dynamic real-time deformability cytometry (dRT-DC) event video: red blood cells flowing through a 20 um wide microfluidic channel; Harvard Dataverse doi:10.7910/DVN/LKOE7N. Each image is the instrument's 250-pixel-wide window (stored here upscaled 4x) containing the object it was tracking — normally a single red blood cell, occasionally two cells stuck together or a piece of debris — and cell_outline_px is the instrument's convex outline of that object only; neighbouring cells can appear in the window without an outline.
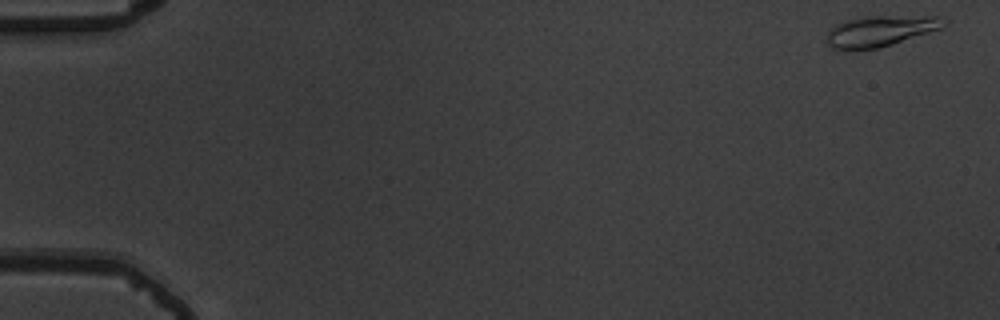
{"species": "common noctule bat (a hibernating species)", "species_latin": "Nyctalus noctula", "temperature_condition": "warm", "stored_images_in_passage": 54, "camera_frame_rate_fps": 3000, "um_per_image_px": 0.085, "animal": {"sex": "male", "body_mass_g": 19.5, "forearm_length_mm": 54.6}, "frame": {"image": 1, "passage_image": 1, "time_ms": 0.0, "image_size_px": [1000, 320], "cell_outline_px": [[948, 20], [944, 28], [880, 48], [848, 52], [832, 48], [824, 40], [828, 32], [836, 24], [848, 20], [864, 16], [936, 16]], "centroid_in_image_um": [74.81, 2.66], "position_along_channel_um": 10.2, "area_um2": 21.62}}
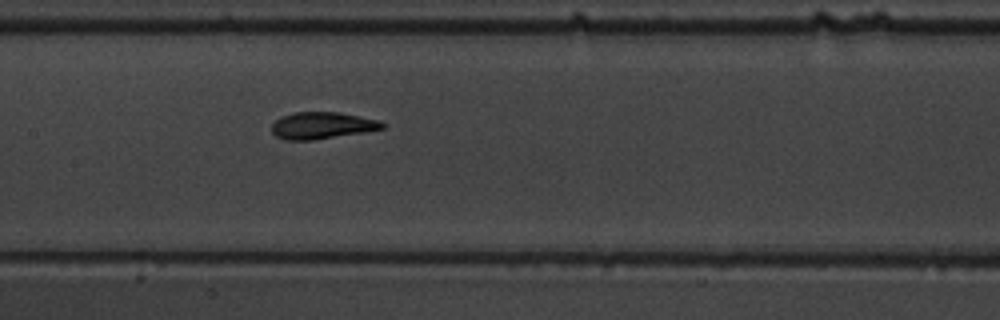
{"frame": {"image": 2, "passage_image": 27, "time_ms": 8.667, "image_size_px": [1000, 320], "cell_outline_px": [[388, 124], [384, 128], [312, 140], [284, 140], [276, 136], [272, 132], [272, 124], [280, 116], [296, 112], [336, 112], [376, 120]], "centroid_in_image_um": [27.31, 10.66], "position_along_channel_um": 180.1, "area_um2": 16.94}}
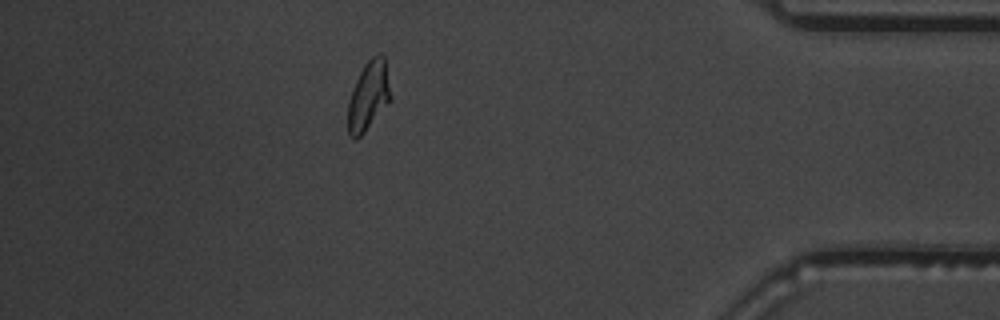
{"frame": {"image": 3, "passage_image": 48, "time_ms": 15.667, "image_size_px": [1000, 320], "cell_outline_px": [[392, 96], [364, 132], [356, 140], [348, 136], [348, 100], [352, 88], [364, 64], [376, 52], [380, 52], [384, 56]], "centroid_in_image_um": [31.3, 8.11], "position_along_channel_um": 403.9, "area_um2": 17.11}, "authors_computed_cell_mechanics": {"area_um2": 17.4267, "velocity_mm_per_s": 3.7367, "shape_relaxation_time_tau1_ms": 3.0474, "shape_relaxation_time_tau2_ms": 0.9753, "deformation_change_tau1": 0.186, "deformation_change_tau2": 0.0784}}